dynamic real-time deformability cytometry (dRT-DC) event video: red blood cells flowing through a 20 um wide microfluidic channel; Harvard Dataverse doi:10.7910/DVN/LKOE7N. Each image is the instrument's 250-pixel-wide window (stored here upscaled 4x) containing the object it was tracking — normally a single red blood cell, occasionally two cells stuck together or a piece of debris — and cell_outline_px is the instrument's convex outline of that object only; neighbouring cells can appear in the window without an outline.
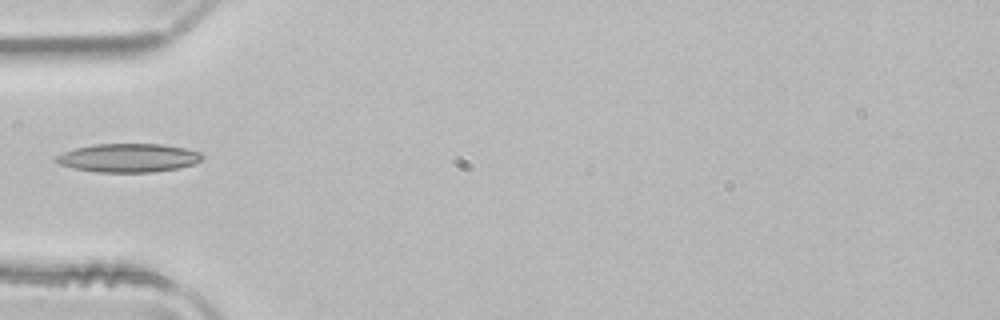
{"species": "common noctule bat (a hibernating species)", "species_latin": "Nyctalus noctula", "temperature_condition": "room temperature", "stored_images_in_passage": 32, "camera_frame_rate_fps": 3000, "um_per_image_px": 0.085, "animal": {"sex": "male", "body_mass_g": 21.5, "forearm_length_mm": 52.0}, "frame": {"image": 1, "passage_image": 1, "time_ms": 0.0, "image_size_px": [1000, 320], "cell_outline_px": [[204, 156], [200, 160], [192, 164], [180, 168], [152, 172], [96, 172], [76, 168], [60, 164], [52, 160], [56, 156], [64, 152], [76, 148], [96, 144], [160, 144], [184, 148], [200, 152]], "centroid_in_image_um": [10.91, 13.42], "position_along_channel_um": 74.1, "area_um2": 24.16}}
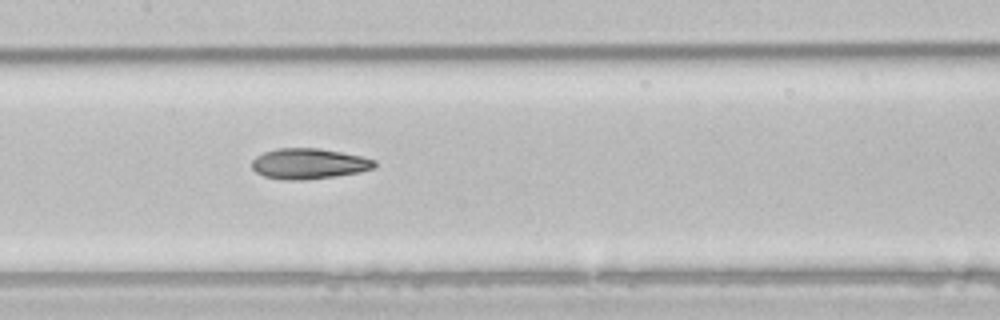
{"frame": {"image": 2, "passage_image": 9, "time_ms": 2.667, "image_size_px": [1000, 320], "cell_outline_px": [[376, 168], [360, 172], [336, 176], [304, 180], [288, 180], [264, 176], [256, 172], [252, 168], [252, 160], [256, 156], [264, 152], [276, 148], [320, 148], [364, 156], [376, 160]], "centroid_in_image_um": [26.29, 13.91], "position_along_channel_um": 181.1, "area_um2": 22.08}}
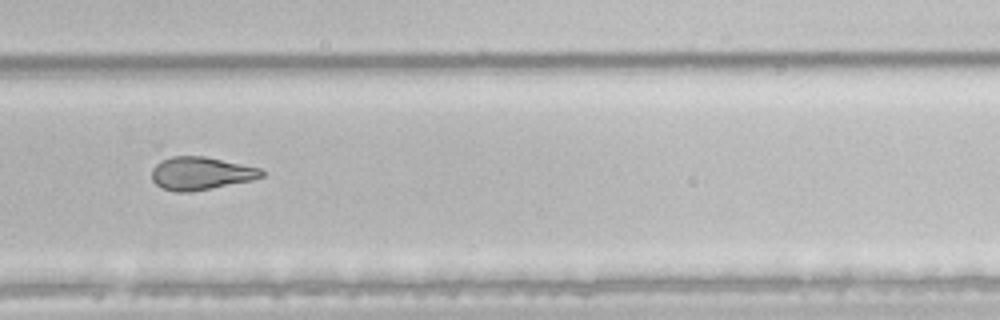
{"frame": {"image": 3, "passage_image": 19, "time_ms": 6.0, "image_size_px": [1000, 320], "cell_outline_px": [[264, 176], [252, 180], [212, 188], [188, 192], [176, 192], [164, 188], [156, 184], [152, 180], [152, 168], [160, 160], [172, 156], [204, 156], [260, 168], [264, 172]], "centroid_in_image_um": [17.05, 14.73], "position_along_channel_um": 312.7, "area_um2": 20.98}}